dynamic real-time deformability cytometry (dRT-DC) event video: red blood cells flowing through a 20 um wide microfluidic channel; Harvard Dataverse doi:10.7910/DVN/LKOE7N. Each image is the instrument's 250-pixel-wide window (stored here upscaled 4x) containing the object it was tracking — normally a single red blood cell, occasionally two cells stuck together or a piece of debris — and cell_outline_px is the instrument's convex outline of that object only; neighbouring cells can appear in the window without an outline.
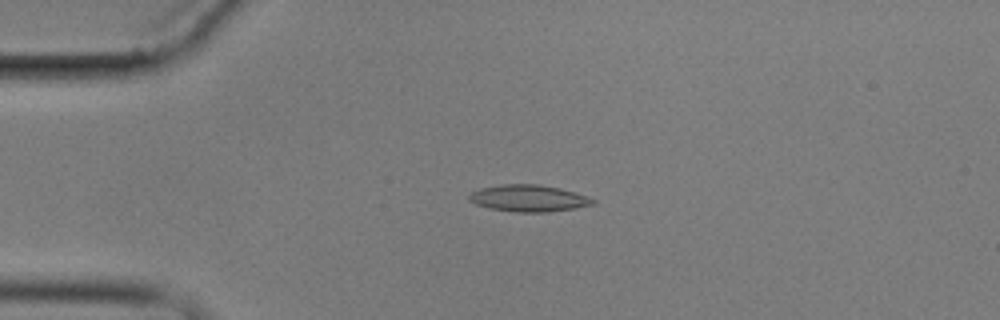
{"species": "common noctule bat (a hibernating species)", "species_latin": "Nyctalus noctula", "temperature_condition": "cold", "stored_images_in_passage": 4, "camera_frame_rate_fps": 3000, "um_per_image_px": 0.085, "animal": {"sex": "male", "body_mass_g": 17.9}, "frame": {"image": 1, "passage_image": 3, "time_ms": 3.333, "image_size_px": [1000, 320], "cell_outline_px": [[596, 204], [576, 208], [548, 212], [516, 212], [488, 208], [476, 204], [468, 200], [468, 196], [472, 192], [480, 188], [504, 184], [540, 184], [560, 188], [588, 196], [596, 200]], "centroid_in_image_um": [44.96, 16.85], "position_along_channel_um": 40.0, "area_um2": 19.42}}